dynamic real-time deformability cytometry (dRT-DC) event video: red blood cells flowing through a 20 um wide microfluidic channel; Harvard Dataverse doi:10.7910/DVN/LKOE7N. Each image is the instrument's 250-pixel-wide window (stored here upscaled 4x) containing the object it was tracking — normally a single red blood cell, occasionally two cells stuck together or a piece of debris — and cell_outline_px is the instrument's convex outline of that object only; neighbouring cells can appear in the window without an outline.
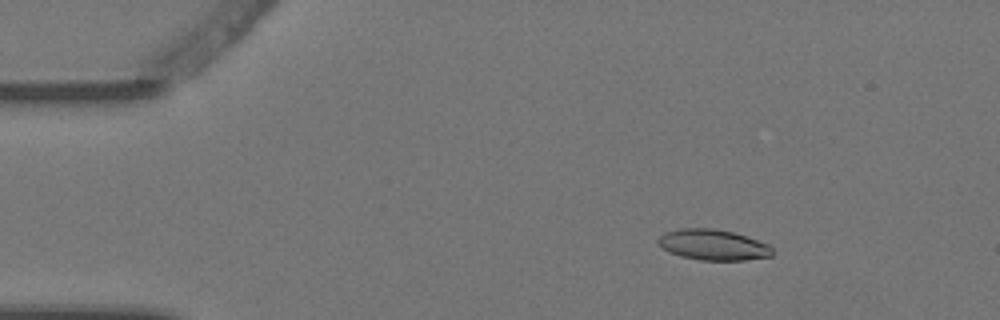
{"species": "Egyptian fruit bat (a non-hibernating species)", "species_latin": "Rousettus aegyptiacus", "temperature_condition": "warm", "stored_images_in_passage": 4, "camera_frame_rate_fps": 3000, "um_per_image_px": 0.085, "animal": {"sex": "female"}, "frame": {"image": 1, "passage_image": 2, "time_ms": 0.333, "image_size_px": [1000, 320], "cell_outline_px": [[772, 256], [744, 260], [700, 260], [680, 256], [668, 252], [656, 240], [660, 236], [668, 232], [680, 228], [712, 228], [732, 232], [768, 244], [772, 248]], "centroid_in_image_um": [60.6, 20.82], "position_along_channel_um": 24.4, "area_um2": 20.17}}
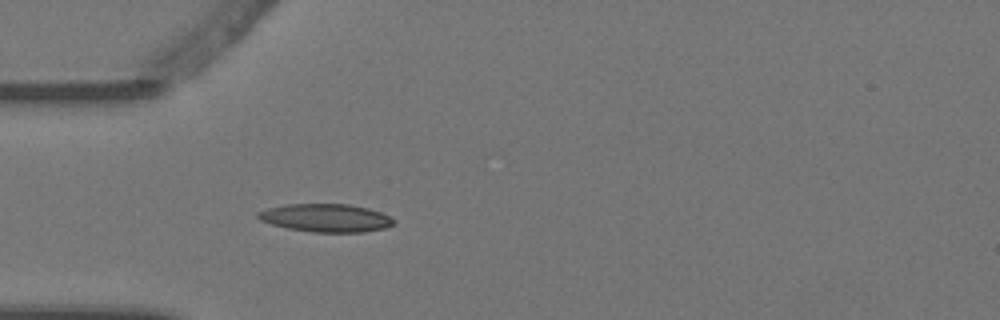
{"frame": {"image": 2, "passage_image": 4, "time_ms": 1.0, "image_size_px": [1000, 320], "cell_outline_px": [[396, 224], [384, 228], [364, 232], [312, 232], [288, 228], [272, 224], [260, 220], [256, 216], [256, 212], [268, 208], [284, 204], [348, 204], [368, 208], [380, 212], [396, 220]], "centroid_in_image_um": [27.7, 18.52], "position_along_channel_um": 57.3, "area_um2": 22.25}}